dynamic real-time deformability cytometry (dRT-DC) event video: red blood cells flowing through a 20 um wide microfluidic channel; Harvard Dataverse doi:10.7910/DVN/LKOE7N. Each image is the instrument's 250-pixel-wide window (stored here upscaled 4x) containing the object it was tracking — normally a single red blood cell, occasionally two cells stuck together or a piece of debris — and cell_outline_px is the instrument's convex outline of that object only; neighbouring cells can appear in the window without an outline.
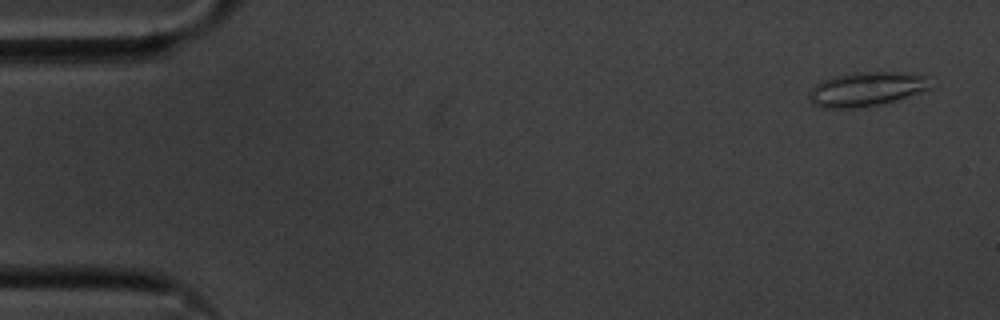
{"species": "common noctule bat (a hibernating species)", "species_latin": "Nyctalus noctula", "temperature_condition": "cold", "stored_images_in_passage": 9, "camera_frame_rate_fps": 3000, "um_per_image_px": 0.085, "animal": {"sex": "male", "body_mass_g": 20.1, "forearm_length_mm": 53.5}, "frame": {"image": 1, "passage_image": 2, "time_ms": 0.333, "image_size_px": [1000, 320], "cell_outline_px": [[928, 88], [896, 100], [884, 104], [856, 108], [824, 108], [812, 104], [808, 96], [808, 92], [820, 80], [832, 76], [852, 72], [896, 72], [928, 76]], "centroid_in_image_um": [73.54, 7.57], "position_along_channel_um": 11.5, "area_um2": 24.16}}